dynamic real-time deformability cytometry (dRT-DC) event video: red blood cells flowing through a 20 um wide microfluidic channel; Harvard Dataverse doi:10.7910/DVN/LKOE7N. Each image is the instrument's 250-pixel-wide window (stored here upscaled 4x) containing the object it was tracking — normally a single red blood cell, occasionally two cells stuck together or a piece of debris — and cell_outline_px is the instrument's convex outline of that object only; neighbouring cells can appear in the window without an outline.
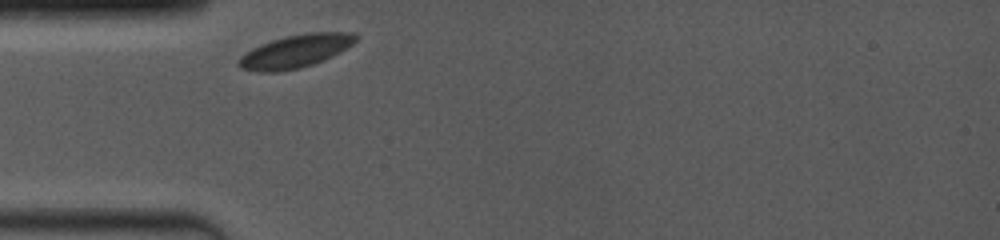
{"species": "common noctule bat (a hibernating species)", "species_latin": "Nyctalus noctula", "temperature_condition": "room temperature", "stored_images_in_passage": 2, "camera_frame_rate_fps": 4000, "um_per_image_px": 0.085, "animal": {"sex": "female", "body_mass_g": 19.0, "forearm_length_mm": 53.3}, "frame": {"image": 1, "passage_image": 1, "time_ms": 0.0, "image_size_px": [1000, 240], "cell_outline_px": [[360, 36], [352, 44], [340, 52], [324, 60], [300, 68], [276, 72], [260, 72], [240, 68], [236, 64], [236, 60], [240, 56], [252, 48], [260, 44], [284, 36], [308, 32], [356, 32]], "centroid_in_image_um": [25.11, 4.35], "position_along_channel_um": 59.9, "area_um2": 22.77}}
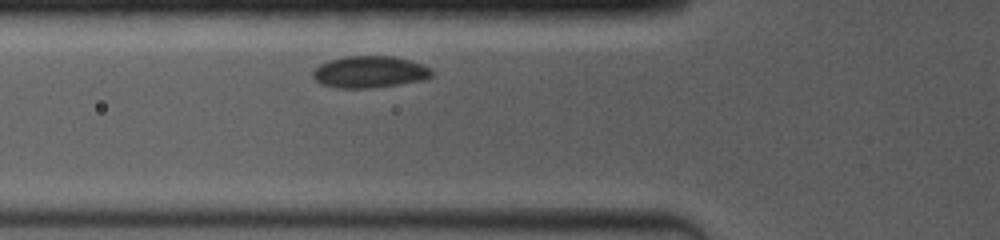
{"frame": {"image": 2, "passage_image": 2, "time_ms": 1.0, "image_size_px": [1000, 240], "cell_outline_px": [[432, 76], [424, 80], [372, 88], [336, 88], [320, 84], [312, 76], [312, 72], [320, 64], [328, 60], [348, 56], [392, 56], [408, 60], [420, 64], [428, 68], [432, 72]], "centroid_in_image_um": [31.37, 6.12], "position_along_channel_um": 94.4, "area_um2": 21.91}}